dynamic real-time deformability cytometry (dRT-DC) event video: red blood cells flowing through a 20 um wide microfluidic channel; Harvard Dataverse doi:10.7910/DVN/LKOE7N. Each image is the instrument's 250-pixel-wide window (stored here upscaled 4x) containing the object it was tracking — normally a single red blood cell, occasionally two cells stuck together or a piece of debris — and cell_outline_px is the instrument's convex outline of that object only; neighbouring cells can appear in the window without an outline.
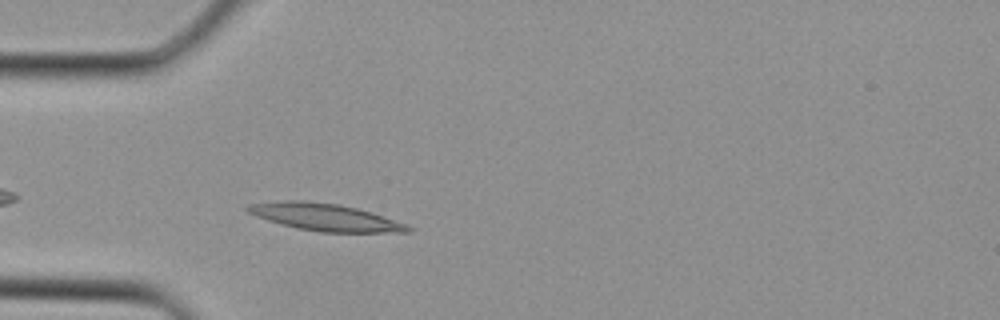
{"species": "Egyptian fruit bat (a non-hibernating species)", "species_latin": "Rousettus aegyptiacus", "temperature_condition": "cold", "stored_images_in_passage": 4, "camera_frame_rate_fps": 3000, "um_per_image_px": 0.085, "animal": {"sex": "female"}, "frame": {"image": 1, "passage_image": 2, "time_ms": 0.333, "image_size_px": [1000, 320], "cell_outline_px": [[416, 228], [412, 232], [320, 232], [296, 228], [268, 220], [256, 216], [248, 212], [244, 208], [248, 204], [284, 200], [304, 200], [340, 204], [372, 212], [408, 224]], "centroid_in_image_um": [27.68, 18.46], "position_along_channel_um": 57.3, "area_um2": 25.61}}